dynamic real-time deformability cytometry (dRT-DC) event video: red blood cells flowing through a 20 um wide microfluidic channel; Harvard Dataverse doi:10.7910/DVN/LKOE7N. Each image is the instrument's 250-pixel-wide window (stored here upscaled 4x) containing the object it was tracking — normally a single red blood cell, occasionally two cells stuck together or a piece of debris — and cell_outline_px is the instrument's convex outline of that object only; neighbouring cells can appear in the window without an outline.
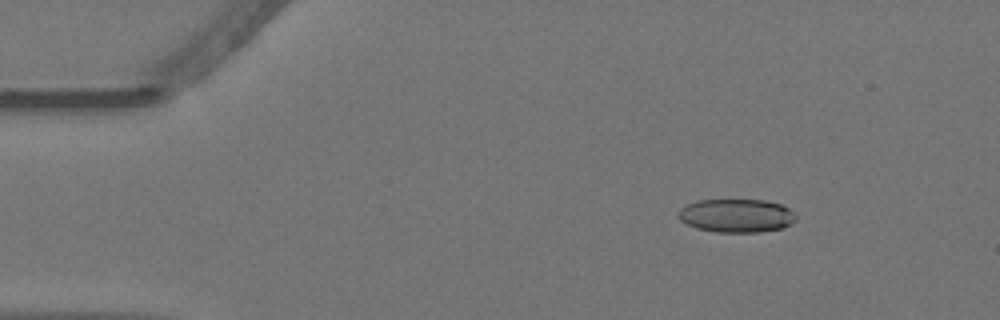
{"species": "Egyptian fruit bat (a non-hibernating species)", "species_latin": "Rousettus aegyptiacus", "temperature_condition": "warm", "stored_images_in_passage": 58, "camera_frame_rate_fps": 3000, "um_per_image_px": 0.085, "animal": {"sex": "female"}, "frame": {"image": 1, "passage_image": 8, "time_ms": 2.333, "image_size_px": [1000, 320], "cell_outline_px": [[796, 220], [792, 224], [780, 228], [760, 232], [716, 232], [696, 228], [680, 220], [680, 208], [696, 200], [764, 200], [780, 204], [788, 208], [796, 216]], "centroid_in_image_um": [62.61, 18.33], "position_along_channel_um": 22.4, "area_um2": 22.77}}
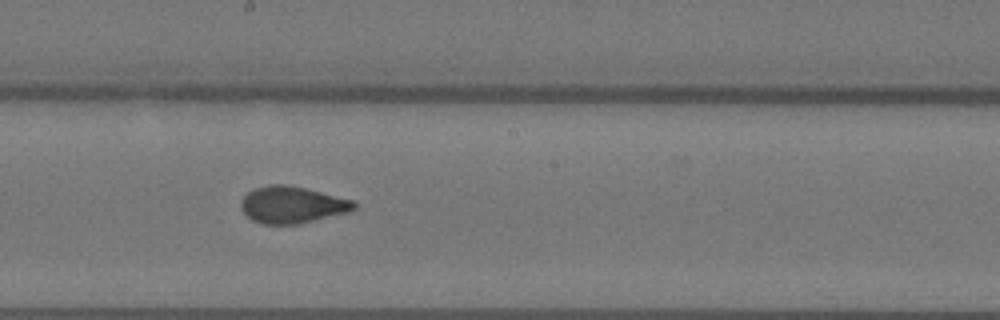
{"frame": {"image": 2, "passage_image": 31, "time_ms": 10.0, "image_size_px": [1000, 320], "cell_outline_px": [[356, 208], [348, 212], [296, 224], [260, 224], [252, 220], [240, 208], [240, 200], [248, 192], [256, 188], [268, 184], [284, 184], [304, 188], [352, 200], [356, 204]], "centroid_in_image_um": [24.78, 17.41], "position_along_channel_um": 223.4, "area_um2": 23.99}}
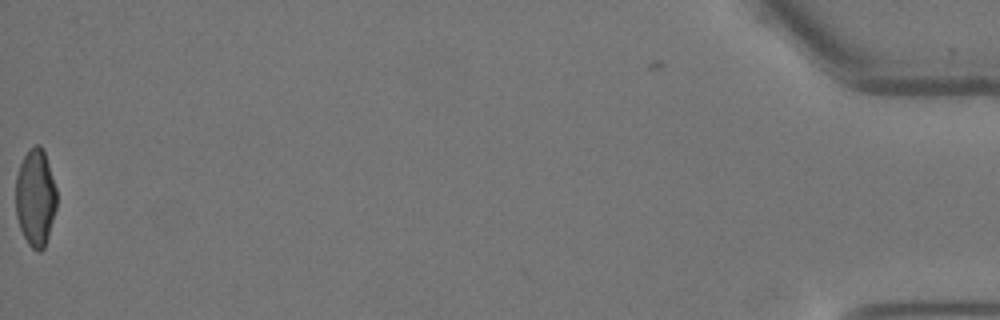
{"frame": {"image": 3, "passage_image": 57, "time_ms": 18.667, "image_size_px": [1000, 320], "cell_outline_px": [[56, 208], [48, 236], [44, 248], [40, 252], [36, 252], [28, 244], [20, 228], [16, 216], [16, 176], [20, 164], [28, 148], [36, 144], [40, 144], [44, 152], [56, 188]], "centroid_in_image_um": [3.0, 16.8], "position_along_channel_um": 432.2, "area_um2": 23.18}, "authors_computed_cell_mechanics": {"area_um2": 23.7847, "velocity_mm_per_s": 3.5935, "shape_relaxation_time_tau1_ms": 9.6051, "shape_relaxation_time_tau2_ms": 0.893, "deformation_change_tau1": 0.2291, "deformation_change_tau2": 0.0605}}